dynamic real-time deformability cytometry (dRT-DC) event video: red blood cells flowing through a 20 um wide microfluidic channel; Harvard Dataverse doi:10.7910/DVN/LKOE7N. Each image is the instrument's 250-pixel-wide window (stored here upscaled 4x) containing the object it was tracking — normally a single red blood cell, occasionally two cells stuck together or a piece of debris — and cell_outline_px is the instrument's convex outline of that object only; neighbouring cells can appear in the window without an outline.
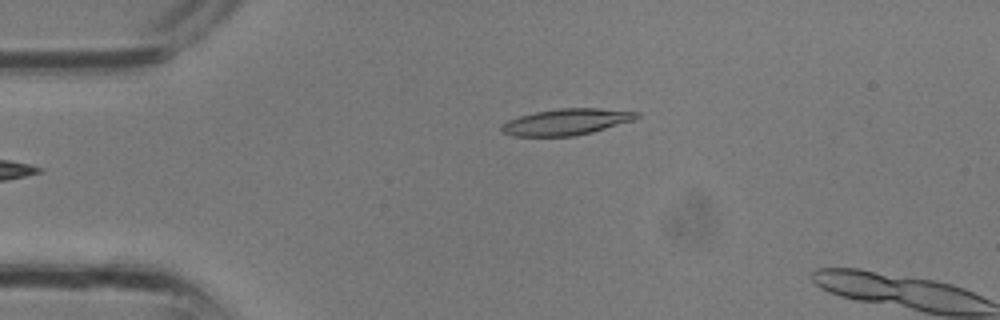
{"species": "common noctule bat (a hibernating species)", "species_latin": "Nyctalus noctula", "temperature_condition": "room temperature", "stored_images_in_passage": 3, "camera_frame_rate_fps": 3000, "um_per_image_px": 0.085, "animal": {"sex": "male", "body_mass_g": 13.3}, "frame": {"image": 1, "passage_image": 1, "time_ms": 0.0, "image_size_px": [1000, 320], "cell_outline_px": [[640, 116], [632, 120], [592, 132], [572, 136], [512, 136], [504, 132], [500, 128], [508, 120], [520, 116], [536, 112], [560, 108], [596, 108], [640, 112]], "centroid_in_image_um": [48.14, 10.36], "position_along_channel_um": 36.9, "area_um2": 20.35}}